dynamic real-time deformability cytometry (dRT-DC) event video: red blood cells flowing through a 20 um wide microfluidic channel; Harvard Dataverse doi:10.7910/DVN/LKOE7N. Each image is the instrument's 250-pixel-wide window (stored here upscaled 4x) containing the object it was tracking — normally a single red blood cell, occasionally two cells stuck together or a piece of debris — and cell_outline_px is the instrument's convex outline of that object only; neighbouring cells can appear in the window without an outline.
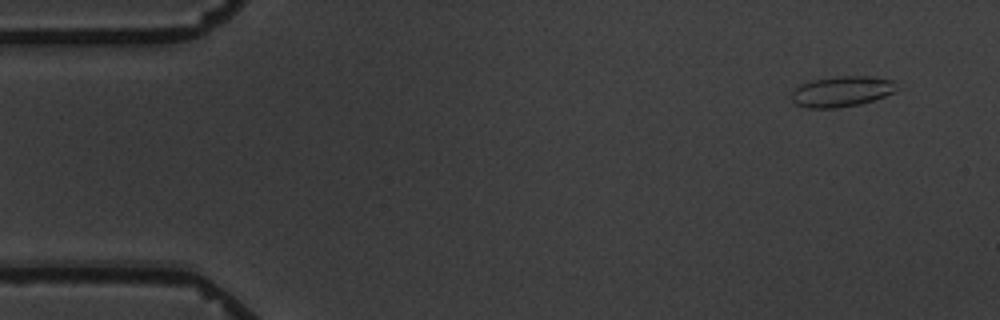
{"species": "common noctule bat (a hibernating species)", "species_latin": "Nyctalus noctula", "temperature_condition": "warm", "stored_images_in_passage": 5, "camera_frame_rate_fps": 3000, "um_per_image_px": 0.085, "animal": {"sex": "male", "body_mass_g": 19.5, "forearm_length_mm": 54.6}, "frame": {"image": 1, "passage_image": 1, "time_ms": 0.0, "image_size_px": [1000, 320], "cell_outline_px": [[896, 92], [860, 104], [836, 108], [808, 108], [796, 104], [792, 100], [792, 92], [800, 84], [812, 80], [836, 76], [876, 76], [892, 80], [896, 88]], "centroid_in_image_um": [71.54, 7.76], "position_along_channel_um": 13.5, "area_um2": 18.73}}